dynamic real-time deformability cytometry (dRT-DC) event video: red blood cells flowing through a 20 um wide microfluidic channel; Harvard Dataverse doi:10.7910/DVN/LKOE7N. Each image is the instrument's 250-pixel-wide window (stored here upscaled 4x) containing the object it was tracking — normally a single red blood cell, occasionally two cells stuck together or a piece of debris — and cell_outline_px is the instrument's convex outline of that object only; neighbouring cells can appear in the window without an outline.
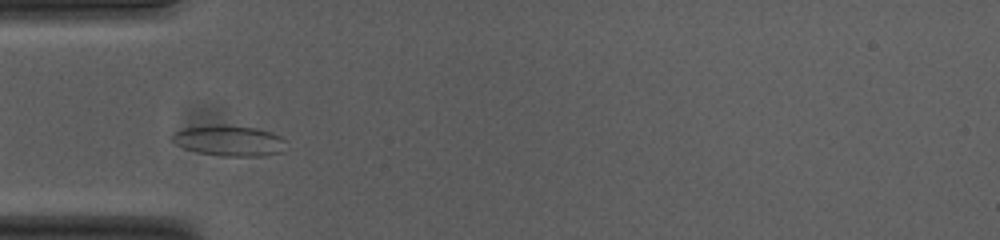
{"species": "common noctule bat (a hibernating species)", "species_latin": "Nyctalus noctula", "temperature_condition": "cold", "stored_images_in_passage": 42, "camera_frame_rate_fps": 3000, "um_per_image_px": 0.085, "animal": {"sex": "female", "body_mass_g": 23.0, "forearm_length_mm": 53.4}, "frame": {"image": 1, "passage_image": 9, "time_ms": 2.667, "image_size_px": [1000, 240], "cell_outline_px": [[284, 152], [264, 156], [220, 156], [200, 152], [184, 148], [176, 144], [172, 140], [172, 136], [176, 132], [184, 128], [212, 124], [224, 124], [256, 128], [272, 132], [280, 136], [284, 140]], "centroid_in_image_um": [19.51, 11.95], "position_along_channel_um": 65.5, "area_um2": 20.46}}
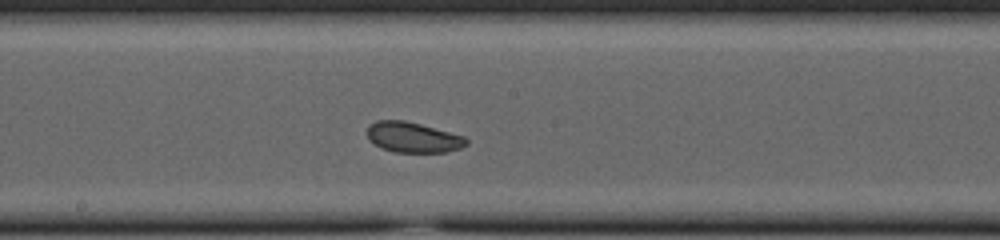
{"frame": {"image": 2, "passage_image": 21, "time_ms": 6.667, "image_size_px": [1000, 240], "cell_outline_px": [[468, 144], [460, 148], [448, 152], [396, 152], [380, 148], [368, 140], [368, 124], [376, 120], [404, 120], [420, 124], [464, 136], [468, 140]], "centroid_in_image_um": [35.08, 11.67], "position_along_channel_um": 213.1, "area_um2": 17.63}}
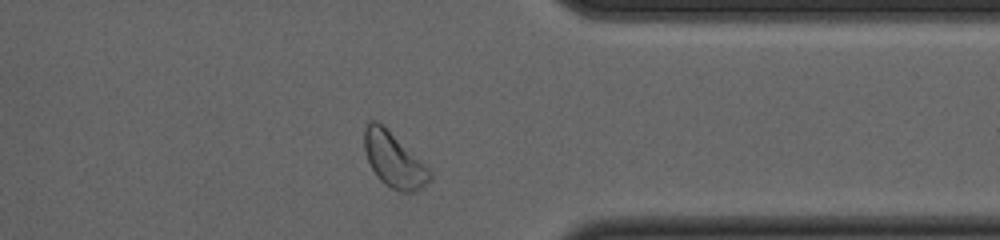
{"frame": {"image": 3, "passage_image": 35, "time_ms": 11.333, "image_size_px": [1000, 240], "cell_outline_px": [[432, 180], [416, 192], [400, 192], [384, 184], [376, 176], [368, 160], [364, 148], [364, 128], [372, 120], [376, 120], [428, 168], [432, 172]], "centroid_in_image_um": [33.48, 13.65], "position_along_channel_um": 377.9, "area_um2": 20.35}, "authors_computed_cell_mechanics": {"area_um2": 19.074, "velocity_mm_per_s": 3.7024, "shape_relaxation_time_tau1_ms": 2.0972, "shape_relaxation_time_tau2_ms": 2.0058, "deformation_change_tau1": 0.0494, "deformation_change_tau2": 0.0608}}